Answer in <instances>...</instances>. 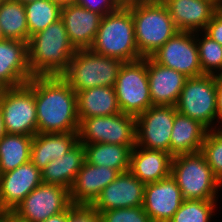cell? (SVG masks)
Returning a JSON list of instances; mask_svg holds the SVG:
<instances>
[{
	"mask_svg": "<svg viewBox=\"0 0 222 222\" xmlns=\"http://www.w3.org/2000/svg\"><path fill=\"white\" fill-rule=\"evenodd\" d=\"M42 174L31 161L0 174V209L12 212L36 187L42 184Z\"/></svg>",
	"mask_w": 222,
	"mask_h": 222,
	"instance_id": "2e32d148",
	"label": "cell"
},
{
	"mask_svg": "<svg viewBox=\"0 0 222 222\" xmlns=\"http://www.w3.org/2000/svg\"><path fill=\"white\" fill-rule=\"evenodd\" d=\"M28 64L27 42L0 40V83L6 88L27 84L33 78Z\"/></svg>",
	"mask_w": 222,
	"mask_h": 222,
	"instance_id": "ac0fdd59",
	"label": "cell"
},
{
	"mask_svg": "<svg viewBox=\"0 0 222 222\" xmlns=\"http://www.w3.org/2000/svg\"><path fill=\"white\" fill-rule=\"evenodd\" d=\"M50 1L58 5L60 8H63L69 5H74V2H75V0H50Z\"/></svg>",
	"mask_w": 222,
	"mask_h": 222,
	"instance_id": "60d3db41",
	"label": "cell"
},
{
	"mask_svg": "<svg viewBox=\"0 0 222 222\" xmlns=\"http://www.w3.org/2000/svg\"><path fill=\"white\" fill-rule=\"evenodd\" d=\"M67 221V209L59 214L51 216L42 222H66Z\"/></svg>",
	"mask_w": 222,
	"mask_h": 222,
	"instance_id": "f35d334b",
	"label": "cell"
},
{
	"mask_svg": "<svg viewBox=\"0 0 222 222\" xmlns=\"http://www.w3.org/2000/svg\"><path fill=\"white\" fill-rule=\"evenodd\" d=\"M127 6L133 17L137 49L143 58L150 57L178 32L167 6L161 0Z\"/></svg>",
	"mask_w": 222,
	"mask_h": 222,
	"instance_id": "277c9868",
	"label": "cell"
},
{
	"mask_svg": "<svg viewBox=\"0 0 222 222\" xmlns=\"http://www.w3.org/2000/svg\"><path fill=\"white\" fill-rule=\"evenodd\" d=\"M2 222H25L17 218L11 212H2Z\"/></svg>",
	"mask_w": 222,
	"mask_h": 222,
	"instance_id": "ab89813d",
	"label": "cell"
},
{
	"mask_svg": "<svg viewBox=\"0 0 222 222\" xmlns=\"http://www.w3.org/2000/svg\"><path fill=\"white\" fill-rule=\"evenodd\" d=\"M74 4L98 13L102 17L115 12L121 6L117 0H75Z\"/></svg>",
	"mask_w": 222,
	"mask_h": 222,
	"instance_id": "d590c367",
	"label": "cell"
},
{
	"mask_svg": "<svg viewBox=\"0 0 222 222\" xmlns=\"http://www.w3.org/2000/svg\"><path fill=\"white\" fill-rule=\"evenodd\" d=\"M5 89H6V87H5L3 84L0 83V99H1V97H2V95H3V92L5 91Z\"/></svg>",
	"mask_w": 222,
	"mask_h": 222,
	"instance_id": "f6af8a7d",
	"label": "cell"
},
{
	"mask_svg": "<svg viewBox=\"0 0 222 222\" xmlns=\"http://www.w3.org/2000/svg\"><path fill=\"white\" fill-rule=\"evenodd\" d=\"M38 133L78 132L76 91L61 76H34Z\"/></svg>",
	"mask_w": 222,
	"mask_h": 222,
	"instance_id": "6da1fadb",
	"label": "cell"
},
{
	"mask_svg": "<svg viewBox=\"0 0 222 222\" xmlns=\"http://www.w3.org/2000/svg\"><path fill=\"white\" fill-rule=\"evenodd\" d=\"M71 204L67 188L42 183L30 192L11 213L25 222H42L65 211Z\"/></svg>",
	"mask_w": 222,
	"mask_h": 222,
	"instance_id": "8fae6325",
	"label": "cell"
},
{
	"mask_svg": "<svg viewBox=\"0 0 222 222\" xmlns=\"http://www.w3.org/2000/svg\"><path fill=\"white\" fill-rule=\"evenodd\" d=\"M178 31L202 32L219 9L206 0H161Z\"/></svg>",
	"mask_w": 222,
	"mask_h": 222,
	"instance_id": "ffe728a7",
	"label": "cell"
},
{
	"mask_svg": "<svg viewBox=\"0 0 222 222\" xmlns=\"http://www.w3.org/2000/svg\"><path fill=\"white\" fill-rule=\"evenodd\" d=\"M78 141L82 144L109 143L136 146V117L115 114L79 119Z\"/></svg>",
	"mask_w": 222,
	"mask_h": 222,
	"instance_id": "9c48e42d",
	"label": "cell"
},
{
	"mask_svg": "<svg viewBox=\"0 0 222 222\" xmlns=\"http://www.w3.org/2000/svg\"><path fill=\"white\" fill-rule=\"evenodd\" d=\"M90 50L123 62L143 58L137 49L133 17L127 5H121L115 12L102 17Z\"/></svg>",
	"mask_w": 222,
	"mask_h": 222,
	"instance_id": "3957f363",
	"label": "cell"
},
{
	"mask_svg": "<svg viewBox=\"0 0 222 222\" xmlns=\"http://www.w3.org/2000/svg\"><path fill=\"white\" fill-rule=\"evenodd\" d=\"M150 57L156 63L174 69L187 78L204 75L200 65L196 32L178 31Z\"/></svg>",
	"mask_w": 222,
	"mask_h": 222,
	"instance_id": "4fadbf2b",
	"label": "cell"
},
{
	"mask_svg": "<svg viewBox=\"0 0 222 222\" xmlns=\"http://www.w3.org/2000/svg\"><path fill=\"white\" fill-rule=\"evenodd\" d=\"M0 28L5 39L28 43L29 28L23 3L18 0L0 3Z\"/></svg>",
	"mask_w": 222,
	"mask_h": 222,
	"instance_id": "f1b7e54d",
	"label": "cell"
},
{
	"mask_svg": "<svg viewBox=\"0 0 222 222\" xmlns=\"http://www.w3.org/2000/svg\"><path fill=\"white\" fill-rule=\"evenodd\" d=\"M61 19L74 49H90L95 40L102 16L74 4L61 8Z\"/></svg>",
	"mask_w": 222,
	"mask_h": 222,
	"instance_id": "44dd1931",
	"label": "cell"
},
{
	"mask_svg": "<svg viewBox=\"0 0 222 222\" xmlns=\"http://www.w3.org/2000/svg\"><path fill=\"white\" fill-rule=\"evenodd\" d=\"M102 222H152L142 206L111 209L100 213Z\"/></svg>",
	"mask_w": 222,
	"mask_h": 222,
	"instance_id": "836d02e7",
	"label": "cell"
},
{
	"mask_svg": "<svg viewBox=\"0 0 222 222\" xmlns=\"http://www.w3.org/2000/svg\"><path fill=\"white\" fill-rule=\"evenodd\" d=\"M120 5L126 6L128 4L137 3V2H143V1H149V0H117Z\"/></svg>",
	"mask_w": 222,
	"mask_h": 222,
	"instance_id": "7bdbcfd3",
	"label": "cell"
},
{
	"mask_svg": "<svg viewBox=\"0 0 222 222\" xmlns=\"http://www.w3.org/2000/svg\"><path fill=\"white\" fill-rule=\"evenodd\" d=\"M33 136L6 133L0 139V174L30 161Z\"/></svg>",
	"mask_w": 222,
	"mask_h": 222,
	"instance_id": "83f0119b",
	"label": "cell"
},
{
	"mask_svg": "<svg viewBox=\"0 0 222 222\" xmlns=\"http://www.w3.org/2000/svg\"><path fill=\"white\" fill-rule=\"evenodd\" d=\"M150 99L153 105L175 106L187 77L147 57Z\"/></svg>",
	"mask_w": 222,
	"mask_h": 222,
	"instance_id": "d6986e66",
	"label": "cell"
},
{
	"mask_svg": "<svg viewBox=\"0 0 222 222\" xmlns=\"http://www.w3.org/2000/svg\"><path fill=\"white\" fill-rule=\"evenodd\" d=\"M196 43L203 74L222 75V45L212 40L203 31L196 32Z\"/></svg>",
	"mask_w": 222,
	"mask_h": 222,
	"instance_id": "4dcf8cb0",
	"label": "cell"
},
{
	"mask_svg": "<svg viewBox=\"0 0 222 222\" xmlns=\"http://www.w3.org/2000/svg\"><path fill=\"white\" fill-rule=\"evenodd\" d=\"M66 222H102V219L91 206L71 204L67 208Z\"/></svg>",
	"mask_w": 222,
	"mask_h": 222,
	"instance_id": "e575fe53",
	"label": "cell"
},
{
	"mask_svg": "<svg viewBox=\"0 0 222 222\" xmlns=\"http://www.w3.org/2000/svg\"><path fill=\"white\" fill-rule=\"evenodd\" d=\"M0 109L6 133L27 136L38 133L35 91L28 84L6 88Z\"/></svg>",
	"mask_w": 222,
	"mask_h": 222,
	"instance_id": "30bf717a",
	"label": "cell"
},
{
	"mask_svg": "<svg viewBox=\"0 0 222 222\" xmlns=\"http://www.w3.org/2000/svg\"><path fill=\"white\" fill-rule=\"evenodd\" d=\"M24 6L29 38L61 18V8L50 0H38Z\"/></svg>",
	"mask_w": 222,
	"mask_h": 222,
	"instance_id": "f546056e",
	"label": "cell"
},
{
	"mask_svg": "<svg viewBox=\"0 0 222 222\" xmlns=\"http://www.w3.org/2000/svg\"><path fill=\"white\" fill-rule=\"evenodd\" d=\"M175 106L153 105L136 117V146L170 154Z\"/></svg>",
	"mask_w": 222,
	"mask_h": 222,
	"instance_id": "7c38bea8",
	"label": "cell"
},
{
	"mask_svg": "<svg viewBox=\"0 0 222 222\" xmlns=\"http://www.w3.org/2000/svg\"><path fill=\"white\" fill-rule=\"evenodd\" d=\"M78 133H37L33 136L30 161L39 169L65 155L78 143Z\"/></svg>",
	"mask_w": 222,
	"mask_h": 222,
	"instance_id": "603a6c76",
	"label": "cell"
},
{
	"mask_svg": "<svg viewBox=\"0 0 222 222\" xmlns=\"http://www.w3.org/2000/svg\"><path fill=\"white\" fill-rule=\"evenodd\" d=\"M145 185L129 170L122 172L101 191L91 207L100 214L111 209L142 206Z\"/></svg>",
	"mask_w": 222,
	"mask_h": 222,
	"instance_id": "5bb4252c",
	"label": "cell"
},
{
	"mask_svg": "<svg viewBox=\"0 0 222 222\" xmlns=\"http://www.w3.org/2000/svg\"><path fill=\"white\" fill-rule=\"evenodd\" d=\"M3 39H5V38L3 37V34L1 32V28H0V40H3Z\"/></svg>",
	"mask_w": 222,
	"mask_h": 222,
	"instance_id": "7dc6e473",
	"label": "cell"
},
{
	"mask_svg": "<svg viewBox=\"0 0 222 222\" xmlns=\"http://www.w3.org/2000/svg\"><path fill=\"white\" fill-rule=\"evenodd\" d=\"M86 162L95 166H105L120 173L130 169L131 152L134 147L125 145L94 143L83 144Z\"/></svg>",
	"mask_w": 222,
	"mask_h": 222,
	"instance_id": "4316f807",
	"label": "cell"
},
{
	"mask_svg": "<svg viewBox=\"0 0 222 222\" xmlns=\"http://www.w3.org/2000/svg\"><path fill=\"white\" fill-rule=\"evenodd\" d=\"M0 222H2V213L0 214Z\"/></svg>",
	"mask_w": 222,
	"mask_h": 222,
	"instance_id": "c3c4849f",
	"label": "cell"
},
{
	"mask_svg": "<svg viewBox=\"0 0 222 222\" xmlns=\"http://www.w3.org/2000/svg\"><path fill=\"white\" fill-rule=\"evenodd\" d=\"M212 40L222 45V10H219L203 31Z\"/></svg>",
	"mask_w": 222,
	"mask_h": 222,
	"instance_id": "8d00e7d4",
	"label": "cell"
},
{
	"mask_svg": "<svg viewBox=\"0 0 222 222\" xmlns=\"http://www.w3.org/2000/svg\"><path fill=\"white\" fill-rule=\"evenodd\" d=\"M6 134L5 126L3 123L2 113L0 109V139Z\"/></svg>",
	"mask_w": 222,
	"mask_h": 222,
	"instance_id": "b9f144b4",
	"label": "cell"
},
{
	"mask_svg": "<svg viewBox=\"0 0 222 222\" xmlns=\"http://www.w3.org/2000/svg\"><path fill=\"white\" fill-rule=\"evenodd\" d=\"M175 107L179 113L199 121L208 130L220 128V124L215 123V75L187 78Z\"/></svg>",
	"mask_w": 222,
	"mask_h": 222,
	"instance_id": "ba28073f",
	"label": "cell"
},
{
	"mask_svg": "<svg viewBox=\"0 0 222 222\" xmlns=\"http://www.w3.org/2000/svg\"><path fill=\"white\" fill-rule=\"evenodd\" d=\"M201 153L205 156L214 175L222 183V127L208 130Z\"/></svg>",
	"mask_w": 222,
	"mask_h": 222,
	"instance_id": "d6a6232c",
	"label": "cell"
},
{
	"mask_svg": "<svg viewBox=\"0 0 222 222\" xmlns=\"http://www.w3.org/2000/svg\"><path fill=\"white\" fill-rule=\"evenodd\" d=\"M86 161L83 144L78 142L65 155L49 162L41 170L42 182L71 188L78 171Z\"/></svg>",
	"mask_w": 222,
	"mask_h": 222,
	"instance_id": "484cf974",
	"label": "cell"
},
{
	"mask_svg": "<svg viewBox=\"0 0 222 222\" xmlns=\"http://www.w3.org/2000/svg\"><path fill=\"white\" fill-rule=\"evenodd\" d=\"M114 88L122 113L137 117L152 107L147 57L133 62H124L119 70Z\"/></svg>",
	"mask_w": 222,
	"mask_h": 222,
	"instance_id": "52a82bcc",
	"label": "cell"
},
{
	"mask_svg": "<svg viewBox=\"0 0 222 222\" xmlns=\"http://www.w3.org/2000/svg\"><path fill=\"white\" fill-rule=\"evenodd\" d=\"M218 200H184L169 222H211Z\"/></svg>",
	"mask_w": 222,
	"mask_h": 222,
	"instance_id": "1f68e13d",
	"label": "cell"
},
{
	"mask_svg": "<svg viewBox=\"0 0 222 222\" xmlns=\"http://www.w3.org/2000/svg\"><path fill=\"white\" fill-rule=\"evenodd\" d=\"M183 201L182 192L170 175L145 185L142 207L152 222H169Z\"/></svg>",
	"mask_w": 222,
	"mask_h": 222,
	"instance_id": "9a60e30c",
	"label": "cell"
},
{
	"mask_svg": "<svg viewBox=\"0 0 222 222\" xmlns=\"http://www.w3.org/2000/svg\"><path fill=\"white\" fill-rule=\"evenodd\" d=\"M172 155L161 150L135 146L131 152L129 171L142 183H152L171 175Z\"/></svg>",
	"mask_w": 222,
	"mask_h": 222,
	"instance_id": "7402d4cb",
	"label": "cell"
},
{
	"mask_svg": "<svg viewBox=\"0 0 222 222\" xmlns=\"http://www.w3.org/2000/svg\"><path fill=\"white\" fill-rule=\"evenodd\" d=\"M76 96L79 119L121 113L114 87H91L76 92Z\"/></svg>",
	"mask_w": 222,
	"mask_h": 222,
	"instance_id": "d4e9b609",
	"label": "cell"
},
{
	"mask_svg": "<svg viewBox=\"0 0 222 222\" xmlns=\"http://www.w3.org/2000/svg\"><path fill=\"white\" fill-rule=\"evenodd\" d=\"M216 115L218 124L222 125V75H215ZM222 127V126H221Z\"/></svg>",
	"mask_w": 222,
	"mask_h": 222,
	"instance_id": "74e56055",
	"label": "cell"
},
{
	"mask_svg": "<svg viewBox=\"0 0 222 222\" xmlns=\"http://www.w3.org/2000/svg\"><path fill=\"white\" fill-rule=\"evenodd\" d=\"M207 132L208 129L199 121L177 111L170 137V154L176 156L201 152Z\"/></svg>",
	"mask_w": 222,
	"mask_h": 222,
	"instance_id": "cb8c5ba5",
	"label": "cell"
},
{
	"mask_svg": "<svg viewBox=\"0 0 222 222\" xmlns=\"http://www.w3.org/2000/svg\"><path fill=\"white\" fill-rule=\"evenodd\" d=\"M120 172L105 166H95L85 161L69 189L73 205L91 206L101 191L113 182Z\"/></svg>",
	"mask_w": 222,
	"mask_h": 222,
	"instance_id": "e0dca14e",
	"label": "cell"
},
{
	"mask_svg": "<svg viewBox=\"0 0 222 222\" xmlns=\"http://www.w3.org/2000/svg\"><path fill=\"white\" fill-rule=\"evenodd\" d=\"M28 64L33 76H61L75 54L60 18L32 35L27 43Z\"/></svg>",
	"mask_w": 222,
	"mask_h": 222,
	"instance_id": "7a4b0ae2",
	"label": "cell"
},
{
	"mask_svg": "<svg viewBox=\"0 0 222 222\" xmlns=\"http://www.w3.org/2000/svg\"><path fill=\"white\" fill-rule=\"evenodd\" d=\"M123 64L120 59L102 56L90 49L76 50L61 77L76 92L97 86L114 87Z\"/></svg>",
	"mask_w": 222,
	"mask_h": 222,
	"instance_id": "8992f818",
	"label": "cell"
},
{
	"mask_svg": "<svg viewBox=\"0 0 222 222\" xmlns=\"http://www.w3.org/2000/svg\"><path fill=\"white\" fill-rule=\"evenodd\" d=\"M18 1H20L23 4H27V3L38 1V0H18Z\"/></svg>",
	"mask_w": 222,
	"mask_h": 222,
	"instance_id": "bcb514c9",
	"label": "cell"
},
{
	"mask_svg": "<svg viewBox=\"0 0 222 222\" xmlns=\"http://www.w3.org/2000/svg\"><path fill=\"white\" fill-rule=\"evenodd\" d=\"M171 176L176 180L184 200H218L222 183L201 152L173 156Z\"/></svg>",
	"mask_w": 222,
	"mask_h": 222,
	"instance_id": "5b68a950",
	"label": "cell"
},
{
	"mask_svg": "<svg viewBox=\"0 0 222 222\" xmlns=\"http://www.w3.org/2000/svg\"><path fill=\"white\" fill-rule=\"evenodd\" d=\"M215 5L219 10H221V0H206Z\"/></svg>",
	"mask_w": 222,
	"mask_h": 222,
	"instance_id": "ee69618b",
	"label": "cell"
}]
</instances>
